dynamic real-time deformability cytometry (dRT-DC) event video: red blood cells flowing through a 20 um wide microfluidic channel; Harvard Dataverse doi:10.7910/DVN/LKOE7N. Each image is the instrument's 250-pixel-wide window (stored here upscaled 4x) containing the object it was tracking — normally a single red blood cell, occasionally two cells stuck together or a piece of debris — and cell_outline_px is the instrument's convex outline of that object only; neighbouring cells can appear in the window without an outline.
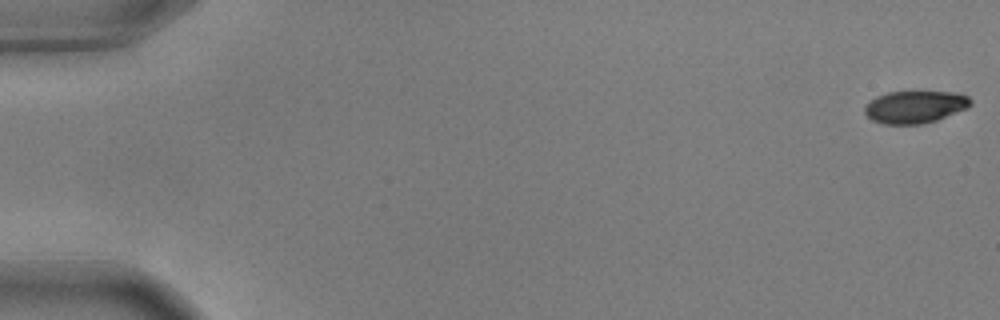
{"species": "common noctule bat (a hibernating species)", "species_latin": "Nyctalus noctula", "temperature_condition": "warm", "stored_images_in_passage": 56, "camera_frame_rate_fps": 3000, "um_per_image_px": 0.085, "animal": {"sex": "male", "body_mass_g": 17.9, "forearm_length_mm": 54.2}, "frame": {"image": 1, "passage_image": 1, "time_ms": 0.0, "image_size_px": [1000, 320], "cell_outline_px": [[972, 104], [968, 108], [936, 120], [920, 124], [884, 124], [872, 120], [864, 112], [864, 108], [876, 96], [888, 92], [952, 92], [968, 96], [972, 100]], "centroid_in_image_um": [77.79, 9.09], "position_along_channel_um": 7.2, "area_um2": 19.83}}
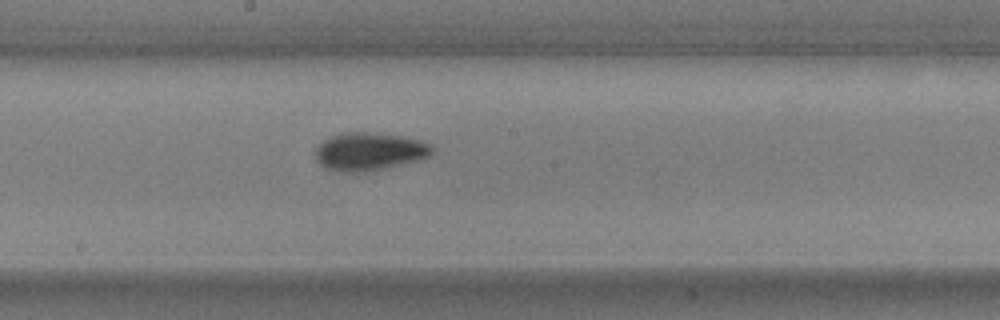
{"frame": {"image": 2, "passage_image": 31, "time_ms": 10.0, "image_size_px": [1000, 320], "cell_outline_px": [[436, 148], [428, 156], [420, 160], [384, 168], [364, 172], [340, 172], [324, 168], [316, 160], [316, 148], [324, 140], [332, 136], [344, 132], [364, 132], [400, 136], [420, 140], [432, 144]], "centroid_in_image_um": [31.4, 12.89], "position_along_channel_um": 216.8, "area_um2": 25.78}}
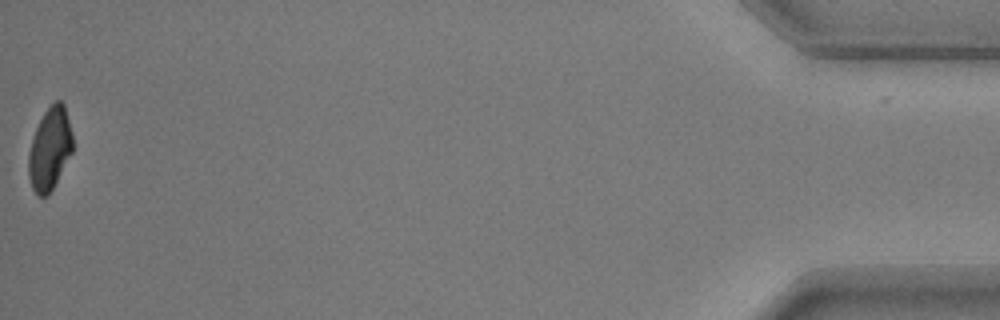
{"frame": {"image": 3, "passage_image": 56, "time_ms": 18.333, "image_size_px": [1000, 320], "cell_outline_px": [[72, 152], [48, 196], [36, 196], [32, 188], [28, 176], [28, 156], [32, 140], [36, 128], [44, 112], [56, 100], [60, 100], [64, 104], [72, 132]], "centroid_in_image_um": [4.22, 12.67], "position_along_channel_um": 431.0, "area_um2": 21.04}, "authors_computed_cell_mechanics": {"area_um2": 22.7443, "velocity_mm_per_s": 3.6537, "shape_relaxation_time_tau1_ms": 3.571, "shape_relaxation_time_tau2_ms": 3.3291, "deformation_change_tau1": 0.1461, "deformation_change_tau2": 0.0516}}